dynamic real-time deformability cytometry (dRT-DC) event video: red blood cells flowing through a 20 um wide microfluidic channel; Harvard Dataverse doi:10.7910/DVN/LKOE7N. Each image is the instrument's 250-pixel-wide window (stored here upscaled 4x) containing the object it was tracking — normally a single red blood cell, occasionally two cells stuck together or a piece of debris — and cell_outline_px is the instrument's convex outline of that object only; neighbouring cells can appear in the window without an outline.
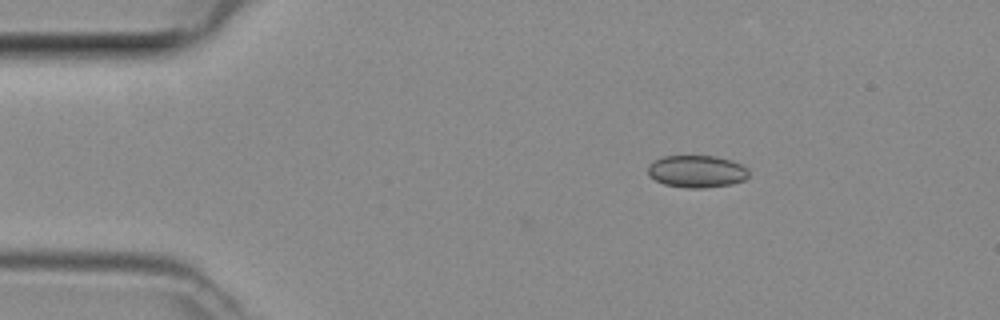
{"species": "common noctule bat (a hibernating species)", "species_latin": "Nyctalus noctula", "temperature_condition": "room temperature", "stored_images_in_passage": 3, "camera_frame_rate_fps": 3000, "um_per_image_px": 0.085, "animal": {"sex": "female", "body_mass_g": 29.2, "forearm_length_mm": 56.3}, "frame": {"image": 1, "passage_image": 3, "time_ms": 0.667, "image_size_px": [1000, 320], "cell_outline_px": [[748, 176], [744, 180], [732, 184], [704, 188], [688, 188], [664, 184], [648, 176], [648, 164], [652, 160], [664, 156], [716, 156], [732, 160], [748, 168]], "centroid_in_image_um": [59.21, 14.56], "position_along_channel_um": 25.8, "area_um2": 19.13}}